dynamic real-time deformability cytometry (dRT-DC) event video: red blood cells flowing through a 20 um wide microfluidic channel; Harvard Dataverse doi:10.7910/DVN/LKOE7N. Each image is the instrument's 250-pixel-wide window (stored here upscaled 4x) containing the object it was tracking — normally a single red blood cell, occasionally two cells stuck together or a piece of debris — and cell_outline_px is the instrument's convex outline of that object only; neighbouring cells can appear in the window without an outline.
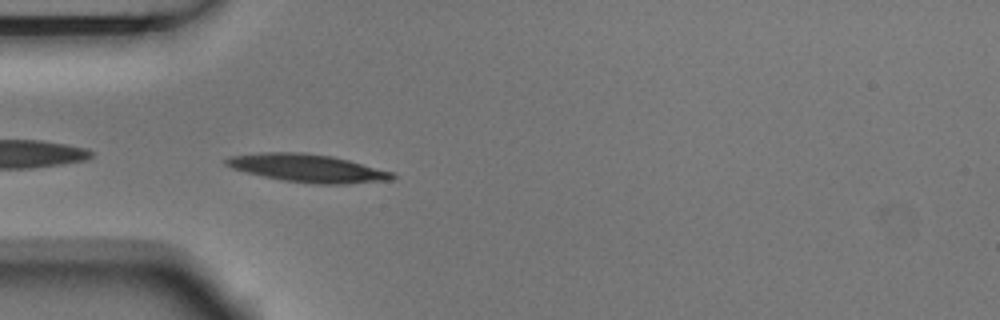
{"species": "Egyptian fruit bat (a non-hibernating species)", "species_latin": "Rousettus aegyptiacus", "temperature_condition": "room temperature", "stored_images_in_passage": 4, "camera_frame_rate_fps": 3000, "um_per_image_px": 0.085, "animal": {"sex": "male"}, "frame": {"image": 1, "passage_image": 4, "time_ms": 1.0, "image_size_px": [1000, 320], "cell_outline_px": [[396, 176], [392, 180], [348, 184], [312, 184], [284, 180], [264, 176], [232, 168], [224, 164], [224, 160], [232, 156], [260, 152], [304, 152], [332, 156], [396, 172]], "centroid_in_image_um": [26.21, 14.29], "position_along_channel_um": 58.8, "area_um2": 27.17}}